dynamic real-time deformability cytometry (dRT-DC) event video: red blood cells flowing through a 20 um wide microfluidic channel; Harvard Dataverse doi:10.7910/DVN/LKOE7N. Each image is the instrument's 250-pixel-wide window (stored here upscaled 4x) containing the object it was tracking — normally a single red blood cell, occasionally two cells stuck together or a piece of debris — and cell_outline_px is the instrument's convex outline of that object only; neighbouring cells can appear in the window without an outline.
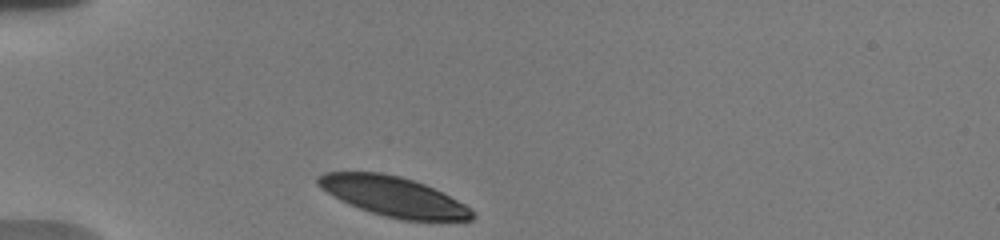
{"species": "human", "species_latin": "Homo sapiens", "temperature_condition": "warm", "stored_images_in_passage": 28, "camera_frame_rate_fps": 3000, "um_per_image_px": 0.085, "donor": {"sex": "male"}, "frame": {"image": 1, "passage_image": 1, "time_ms": 0.0, "image_size_px": [1000, 240], "cell_outline_px": [[476, 216], [472, 220], [400, 220], [384, 216], [360, 208], [340, 200], [332, 196], [320, 188], [316, 184], [316, 176], [324, 172], [380, 172], [400, 176], [424, 184], [464, 204], [476, 212]], "centroid_in_image_um": [33.41, 16.7], "position_along_channel_um": 51.6, "area_um2": 35.55}}
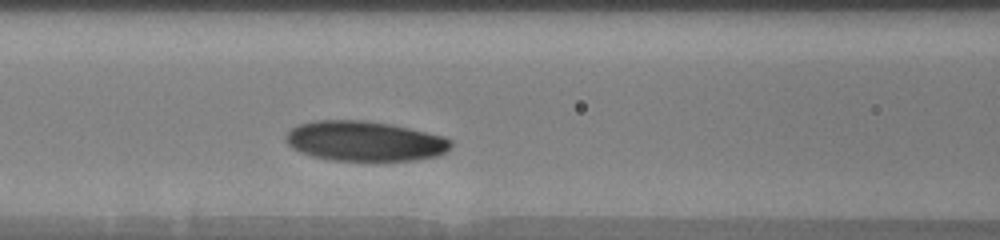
{"frame": {"image": 2, "passage_image": 12, "time_ms": 3.0, "image_size_px": [1000, 240], "cell_outline_px": [[452, 144], [444, 152], [436, 156], [416, 160], [332, 160], [312, 156], [300, 152], [292, 148], [284, 140], [284, 136], [296, 124], [316, 120], [364, 120], [388, 124], [408, 128], [444, 136], [452, 140]], "centroid_in_image_um": [30.95, 11.99], "position_along_channel_um": 135.7, "area_um2": 38.38}}
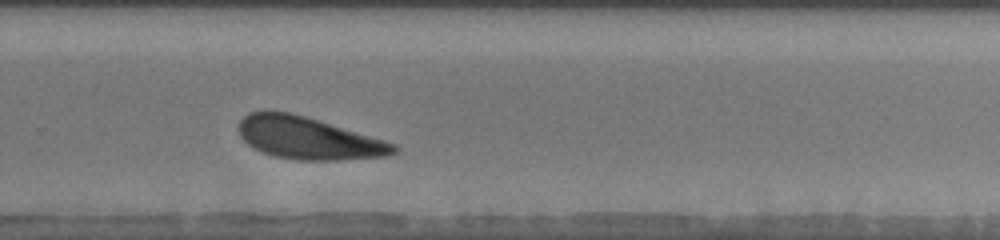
{"frame": {"image": 3, "passage_image": 23, "time_ms": 7.667, "image_size_px": [1000, 240], "cell_outline_px": [[400, 148], [396, 152], [388, 156], [336, 160], [296, 160], [272, 156], [248, 144], [240, 136], [240, 120], [248, 112], [288, 112], [304, 116], [384, 140], [396, 144]], "centroid_in_image_um": [26.24, 11.76], "position_along_channel_um": 303.6, "area_um2": 37.57}, "authors_computed_cell_mechanics": {"area_um2": 38.3503, "velocity_mm_per_s": 3.6145, "shape_relaxation_time_tau1_ms": 2.2981, "shape_relaxation_time_tau2_ms": 8.042, "deformation_change_tau1": 0.0959, "deformation_change_tau2": 0.1996}}